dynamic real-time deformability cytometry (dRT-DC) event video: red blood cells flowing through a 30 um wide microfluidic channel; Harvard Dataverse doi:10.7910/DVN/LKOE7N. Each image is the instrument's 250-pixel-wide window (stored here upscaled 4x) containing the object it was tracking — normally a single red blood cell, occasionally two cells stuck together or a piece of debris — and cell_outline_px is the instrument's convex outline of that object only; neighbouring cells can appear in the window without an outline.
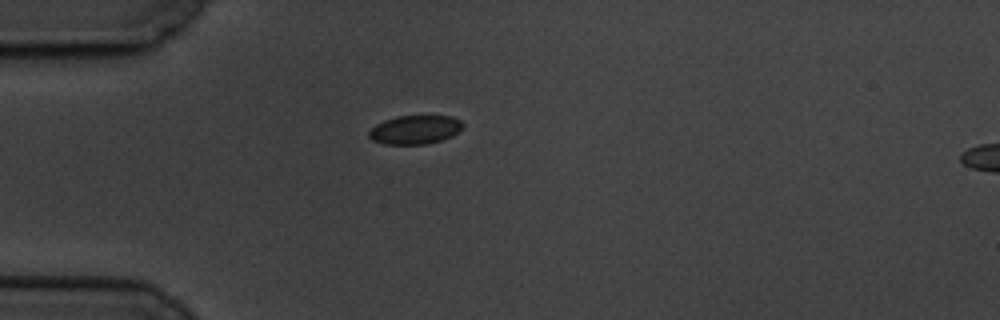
{"species": "common noctule bat (a hibernating species)", "species_latin": "Nyctalus noctula", "temperature_condition": "cold", "stored_images_in_passage": 2, "camera_frame_rate_fps": 3000, "um_per_image_px": 0.085, "animal": {"sex": "male", "body_mass_g": 19.5, "forearm_length_mm": 54.6}, "frame": {"image": 1, "passage_image": 2, "time_ms": 2.0, "image_size_px": [1000, 320], "cell_outline_px": [[464, 124], [452, 136], [440, 140], [424, 144], [384, 144], [372, 140], [368, 136], [368, 132], [376, 124], [384, 120], [396, 116], [452, 116], [460, 120]], "centroid_in_image_um": [35.24, 11.02], "position_along_channel_um": 49.8, "area_um2": 15.61}}